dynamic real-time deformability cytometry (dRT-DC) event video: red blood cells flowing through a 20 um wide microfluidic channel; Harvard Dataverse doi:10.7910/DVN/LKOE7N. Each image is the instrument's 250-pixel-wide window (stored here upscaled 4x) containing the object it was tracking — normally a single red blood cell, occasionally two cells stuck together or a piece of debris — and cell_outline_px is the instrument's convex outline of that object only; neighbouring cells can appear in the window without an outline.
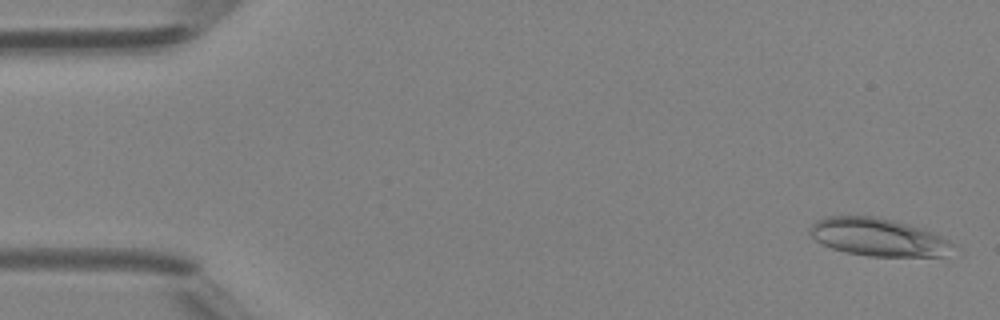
{"species": "Egyptian fruit bat (a non-hibernating species)", "species_latin": "Rousettus aegyptiacus", "temperature_condition": "room temperature", "stored_images_in_passage": 47, "camera_frame_rate_fps": 3000, "um_per_image_px": 0.085, "animal": {"sex": "female"}, "frame": {"image": 1, "passage_image": 2, "time_ms": 0.333, "image_size_px": [1000, 320], "cell_outline_px": [[960, 248], [940, 256], [868, 256], [844, 252], [832, 248], [816, 240], [808, 232], [812, 224], [816, 220], [828, 216], [876, 216], [908, 224], [932, 232], [956, 244]], "centroid_in_image_um": [74.67, 20.16], "position_along_channel_um": 10.3, "area_um2": 31.56}}
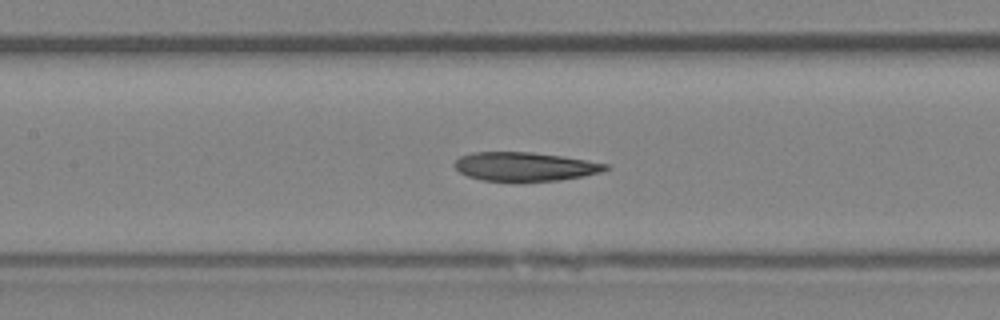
{"frame": {"image": 2, "passage_image": 22, "time_ms": 7.0, "image_size_px": [1000, 320], "cell_outline_px": [[612, 168], [600, 172], [584, 176], [556, 180], [484, 180], [468, 176], [460, 172], [452, 164], [460, 156], [472, 152], [532, 152], [564, 156], [608, 164]], "centroid_in_image_um": [44.63, 14.14], "position_along_channel_um": 162.8, "area_um2": 25.09}}
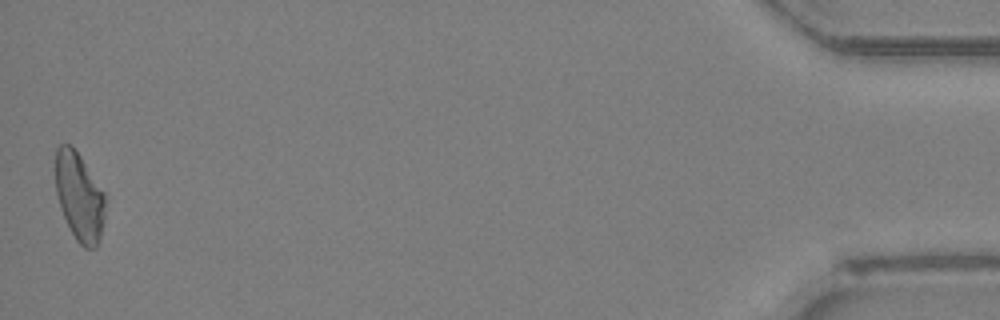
{"frame": {"image": 3, "passage_image": 47, "time_ms": 15.333, "image_size_px": [1000, 320], "cell_outline_px": [[104, 220], [100, 240], [96, 248], [84, 248], [76, 240], [60, 208], [56, 192], [56, 148], [60, 144], [72, 144], [104, 192]], "centroid_in_image_um": [6.74, 16.72], "position_along_channel_um": 428.5, "area_um2": 25.43}}